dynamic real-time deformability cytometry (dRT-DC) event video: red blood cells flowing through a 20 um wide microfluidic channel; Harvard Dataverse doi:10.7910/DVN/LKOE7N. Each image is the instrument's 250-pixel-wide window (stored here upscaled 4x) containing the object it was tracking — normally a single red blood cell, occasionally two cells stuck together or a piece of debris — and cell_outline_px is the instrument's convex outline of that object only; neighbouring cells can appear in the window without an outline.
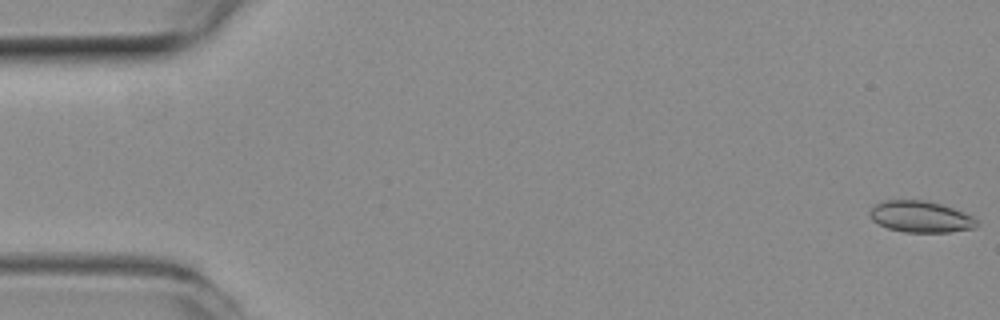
{"species": "common noctule bat (a hibernating species)", "species_latin": "Nyctalus noctula", "temperature_condition": "room temperature", "stored_images_in_passage": 51, "camera_frame_rate_fps": 3000, "um_per_image_px": 0.085, "animal": {"sex": "female", "body_mass_g": 19.3, "forearm_length_mm": 54.1}, "frame": {"image": 1, "passage_image": 1, "time_ms": 0.0, "image_size_px": [1000, 320], "cell_outline_px": [[980, 224], [976, 228], [948, 232], [904, 232], [888, 228], [872, 220], [872, 208], [876, 204], [884, 200], [924, 200], [940, 204], [964, 212], [972, 216]], "centroid_in_image_um": [78.3, 18.43], "position_along_channel_um": 6.7, "area_um2": 19.36}}
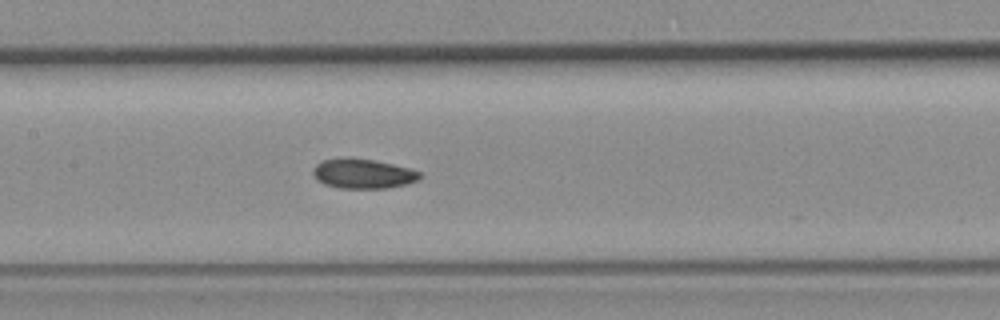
{"frame": {"image": 2, "passage_image": 25, "time_ms": 8.0, "image_size_px": [1000, 320], "cell_outline_px": [[424, 176], [420, 180], [408, 184], [388, 188], [340, 188], [324, 184], [316, 180], [312, 172], [312, 168], [316, 164], [324, 160], [348, 156], [372, 160], [392, 164], [408, 168], [420, 172]], "centroid_in_image_um": [30.86, 14.76], "position_along_channel_um": 176.5, "area_um2": 18.79}}
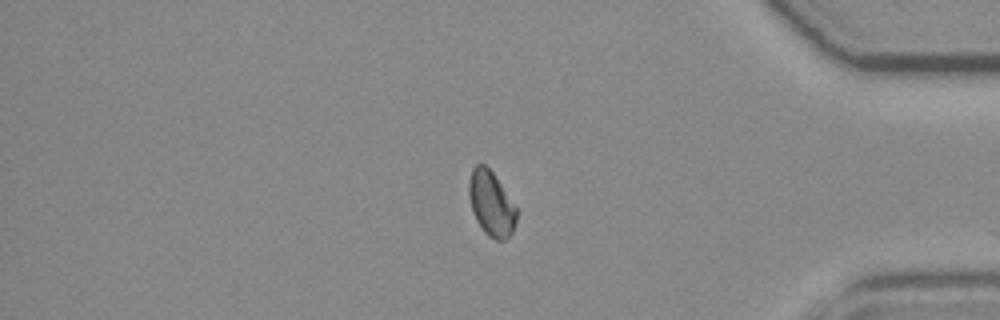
{"frame": {"image": 3, "passage_image": 44, "time_ms": 14.333, "image_size_px": [1000, 320], "cell_outline_px": [[516, 220], [512, 232], [504, 240], [496, 240], [488, 236], [484, 232], [476, 220], [472, 212], [468, 196], [468, 180], [472, 168], [476, 164], [484, 164], [492, 172], [516, 208]], "centroid_in_image_um": [41.7, 17.31], "position_along_channel_um": 393.5, "area_um2": 17.8}}